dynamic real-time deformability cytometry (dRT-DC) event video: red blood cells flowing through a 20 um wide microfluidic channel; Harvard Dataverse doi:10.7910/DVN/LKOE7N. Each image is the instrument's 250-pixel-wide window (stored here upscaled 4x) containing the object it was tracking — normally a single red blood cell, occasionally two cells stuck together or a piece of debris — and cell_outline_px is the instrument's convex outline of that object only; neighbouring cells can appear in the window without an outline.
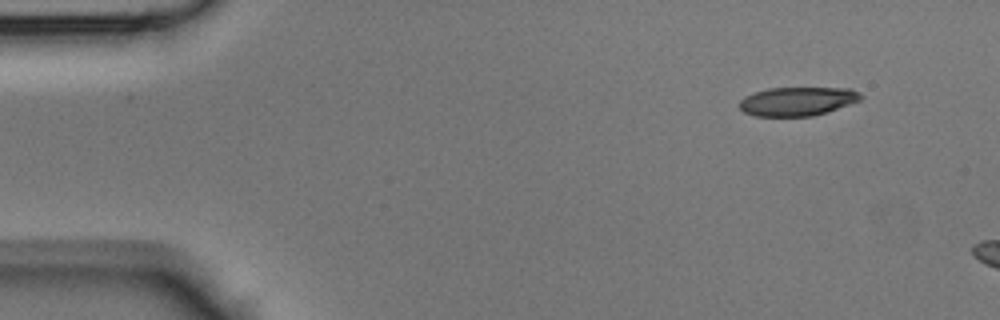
{"species": "Egyptian fruit bat (a non-hibernating species)", "species_latin": "Rousettus aegyptiacus", "temperature_condition": "room temperature", "stored_images_in_passage": 6, "camera_frame_rate_fps": 3000, "um_per_image_px": 0.085, "animal": {"sex": "male"}, "frame": {"image": 1, "passage_image": 1, "time_ms": 0.0, "image_size_px": [1000, 320], "cell_outline_px": [[864, 96], [860, 100], [812, 116], [756, 116], [744, 112], [740, 108], [740, 100], [744, 96], [768, 88], [848, 88], [860, 92]], "centroid_in_image_um": [67.77, 8.6], "position_along_channel_um": 17.2, "area_um2": 20.11}}